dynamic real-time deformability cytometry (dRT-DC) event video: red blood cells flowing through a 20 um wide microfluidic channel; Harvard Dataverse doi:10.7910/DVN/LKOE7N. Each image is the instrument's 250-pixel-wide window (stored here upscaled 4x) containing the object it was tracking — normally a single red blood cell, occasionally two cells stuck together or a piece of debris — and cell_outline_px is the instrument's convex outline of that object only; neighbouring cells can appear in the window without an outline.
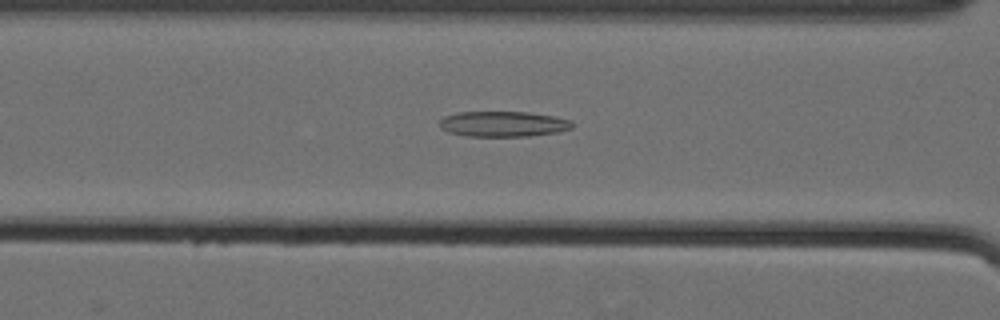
{"species": "Egyptian fruit bat (a non-hibernating species)", "species_latin": "Rousettus aegyptiacus", "temperature_condition": "cold", "stored_images_in_passage": 46, "camera_frame_rate_fps": 3000, "um_per_image_px": 0.085, "animal": {"sex": "female"}, "frame": {"image": 1, "passage_image": 14, "time_ms": 4.333, "image_size_px": [1000, 320], "cell_outline_px": [[572, 128], [556, 132], [528, 136], [468, 136], [448, 132], [440, 128], [440, 120], [444, 116], [456, 112], [528, 112], [552, 116], [572, 120]], "centroid_in_image_um": [42.74, 10.53], "position_along_channel_um": 123.9, "area_um2": 19.59}}
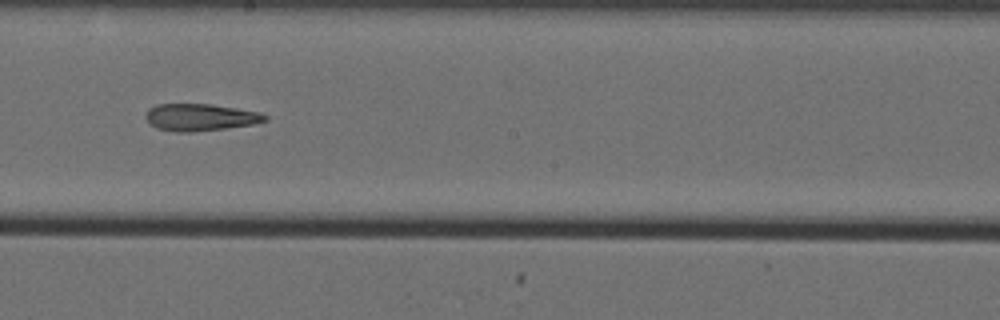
{"frame": {"image": 2, "passage_image": 23, "time_ms": 7.333, "image_size_px": [1000, 320], "cell_outline_px": [[268, 120], [252, 124], [224, 128], [192, 132], [176, 132], [156, 128], [148, 124], [144, 116], [148, 108], [156, 104], [208, 104], [260, 112], [268, 116]], "centroid_in_image_um": [16.95, 9.97], "position_along_channel_um": 231.2, "area_um2": 18.84}}
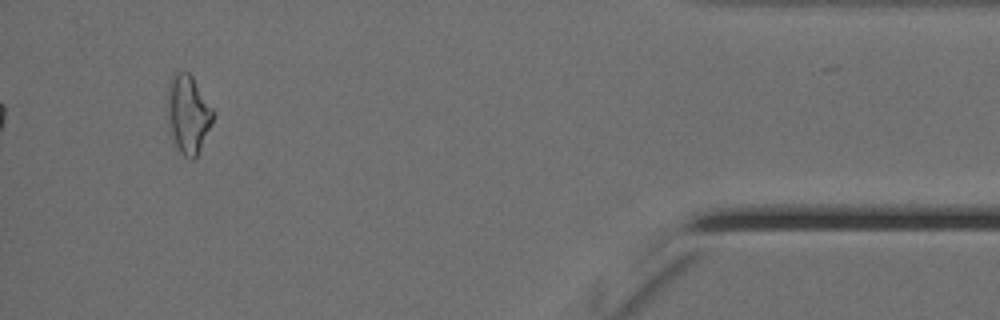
{"frame": {"image": 3, "passage_image": 43, "time_ms": 14.0, "image_size_px": [1000, 320], "cell_outline_px": [[216, 112], [212, 124], [196, 160], [192, 160], [184, 156], [180, 152], [168, 132], [168, 84], [172, 76], [176, 72], [188, 72], [192, 76]], "centroid_in_image_um": [16.01, 9.74], "position_along_channel_um": 419.2, "area_um2": 21.21}, "authors_computed_cell_mechanics": {"area_um2": 19.652, "velocity_mm_per_s": 3.5762, "shape_relaxation_time_tau1_ms": null, "shape_relaxation_time_tau2_ms": 6.7339, "deformation_change_tau1": null, "deformation_change_tau2": 0.196}}